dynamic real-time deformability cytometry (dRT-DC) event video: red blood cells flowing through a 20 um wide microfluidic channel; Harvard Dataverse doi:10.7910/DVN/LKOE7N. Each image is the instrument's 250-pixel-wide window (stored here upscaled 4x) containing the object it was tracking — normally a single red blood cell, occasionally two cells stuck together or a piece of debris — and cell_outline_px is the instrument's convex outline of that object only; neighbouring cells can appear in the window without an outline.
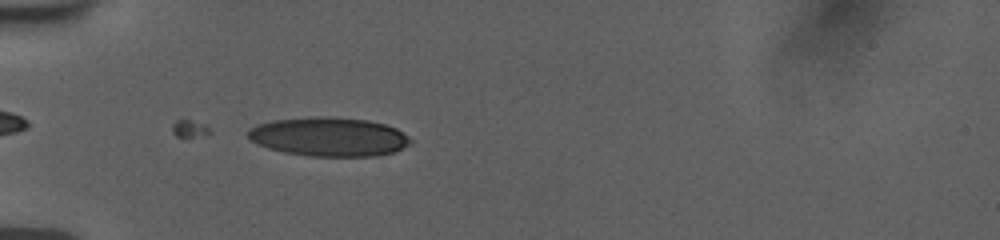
{"species": "human", "species_latin": "Homo sapiens", "temperature_condition": "room temperature", "stored_images_in_passage": 34, "camera_frame_rate_fps": 3000, "um_per_image_px": 0.085, "donor": {"sex": "female"}, "frame": {"image": 1, "passage_image": 13, "time_ms": 4.0, "image_size_px": [1000, 240], "cell_outline_px": [[412, 140], [408, 144], [392, 152], [376, 156], [312, 156], [284, 152], [268, 148], [256, 144], [248, 136], [248, 128], [272, 120], [316, 116], [328, 116], [368, 120], [384, 124], [396, 128], [408, 136]], "centroid_in_image_um": [27.93, 11.62], "position_along_channel_um": 57.1, "area_um2": 36.76}}